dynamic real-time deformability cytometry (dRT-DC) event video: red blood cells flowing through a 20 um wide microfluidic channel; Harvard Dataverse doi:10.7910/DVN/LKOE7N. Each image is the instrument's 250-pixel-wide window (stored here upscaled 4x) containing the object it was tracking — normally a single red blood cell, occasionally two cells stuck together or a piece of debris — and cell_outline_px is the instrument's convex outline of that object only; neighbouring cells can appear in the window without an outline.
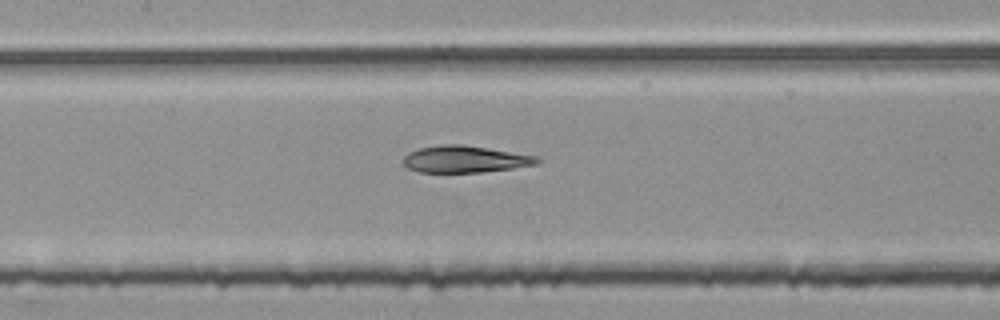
{"species": "common noctule bat (a hibernating species)", "species_latin": "Nyctalus noctula", "temperature_condition": "room temperature", "stored_images_in_passage": 54, "camera_frame_rate_fps": 3000, "um_per_image_px": 0.085, "animal": {"sex": "female", "body_mass_g": 25.1}, "frame": {"image": 1, "passage_image": 25, "time_ms": 8.0, "image_size_px": [1000, 320], "cell_outline_px": [[540, 160], [536, 164], [512, 168], [480, 172], [420, 172], [408, 168], [404, 164], [404, 156], [408, 152], [420, 148], [440, 144], [460, 144], [536, 156]], "centroid_in_image_um": [39.47, 13.53], "position_along_channel_um": 167.9, "area_um2": 20.58}}
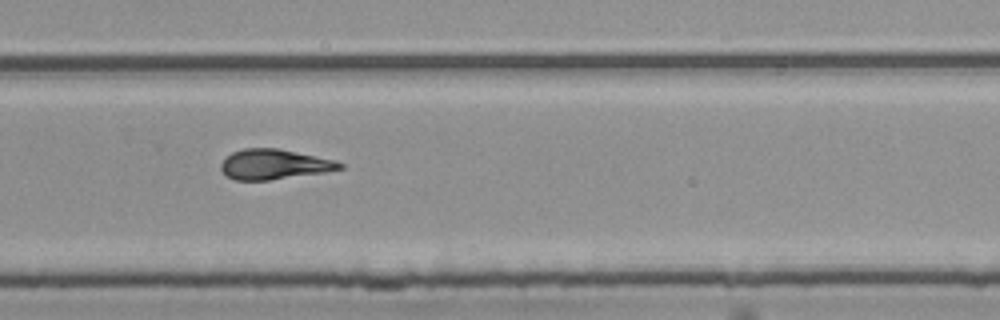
{"frame": {"image": 2, "passage_image": 36, "time_ms": 11.667, "image_size_px": [1000, 320], "cell_outline_px": [[344, 168], [324, 172], [268, 180], [236, 180], [228, 176], [220, 168], [220, 164], [232, 152], [244, 148], [276, 148], [336, 160], [344, 164]], "centroid_in_image_um": [23.31, 13.96], "position_along_channel_um": 306.5, "area_um2": 20.58}}
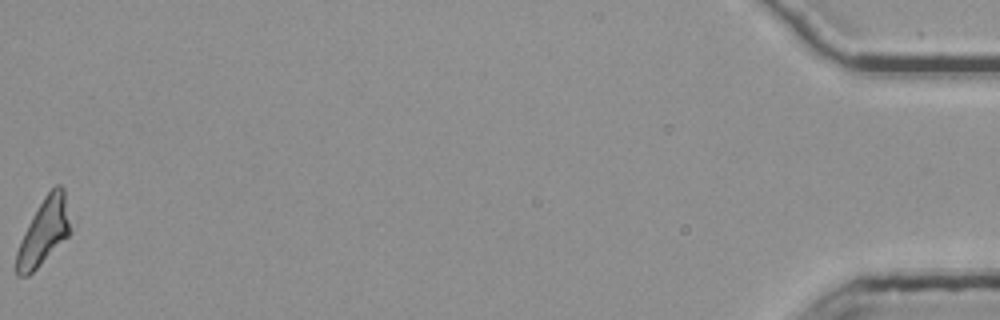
{"frame": {"image": 3, "passage_image": 54, "time_ms": 17.667, "image_size_px": [1000, 320], "cell_outline_px": [[72, 232], [28, 276], [16, 276], [16, 252], [20, 240], [28, 224], [44, 196], [56, 184], [60, 184], [64, 188]], "centroid_in_image_um": [3.73, 19.69], "position_along_channel_um": 431.5, "area_um2": 20.58}, "authors_computed_cell_mechanics": {"area_um2": 21.2126, "velocity_mm_per_s": 3.8019, "shape_relaxation_time_tau1_ms": null, "shape_relaxation_time_tau2_ms": 3.4039, "deformation_change_tau1": null, "deformation_change_tau2": 0.1011}}